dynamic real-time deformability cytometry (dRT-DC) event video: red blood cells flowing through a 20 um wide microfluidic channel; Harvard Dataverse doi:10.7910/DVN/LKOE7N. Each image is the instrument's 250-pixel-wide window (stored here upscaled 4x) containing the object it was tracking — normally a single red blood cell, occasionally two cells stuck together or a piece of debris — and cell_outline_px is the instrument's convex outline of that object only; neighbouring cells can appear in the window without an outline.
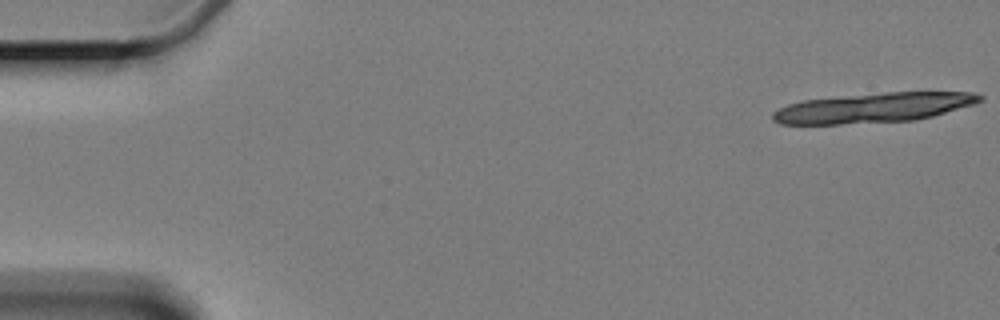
{"species": "Egyptian fruit bat (a non-hibernating species)", "species_latin": "Rousettus aegyptiacus", "temperature_condition": "cold", "stored_images_in_passage": 6, "camera_frame_rate_fps": 3000, "um_per_image_px": 0.085, "animal": {"sex": "female"}, "frame": {"image": 1, "passage_image": 1, "time_ms": 0.0, "image_size_px": [1000, 320], "cell_outline_px": [[984, 96], [976, 104], [932, 116], [916, 120], [840, 124], [780, 124], [772, 120], [772, 112], [788, 104], [804, 100], [888, 92], [972, 92]], "centroid_in_image_um": [74.26, 9.16], "position_along_channel_um": 10.7, "area_um2": 35.66}}
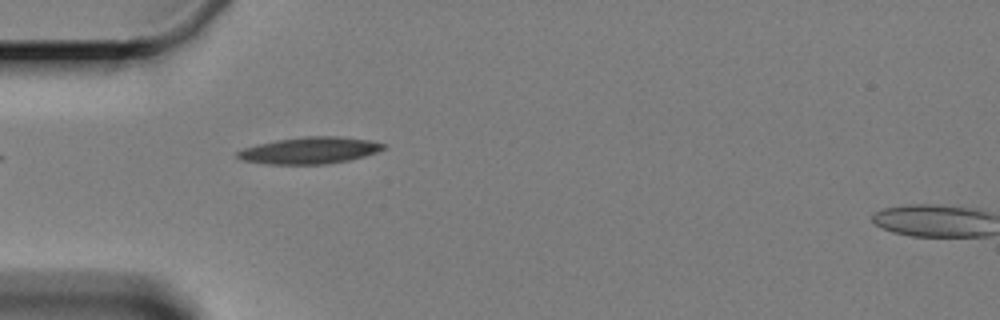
{"frame": {"image": 2, "passage_image": 5, "time_ms": 5.667, "image_size_px": [1000, 320], "cell_outline_px": [[388, 148], [364, 156], [348, 160], [324, 164], [268, 164], [244, 160], [236, 156], [236, 152], [244, 148], [276, 140], [304, 136], [340, 136], [368, 140], [388, 144]], "centroid_in_image_um": [26.38, 12.78], "position_along_channel_um": 58.6, "area_um2": 22.6}}